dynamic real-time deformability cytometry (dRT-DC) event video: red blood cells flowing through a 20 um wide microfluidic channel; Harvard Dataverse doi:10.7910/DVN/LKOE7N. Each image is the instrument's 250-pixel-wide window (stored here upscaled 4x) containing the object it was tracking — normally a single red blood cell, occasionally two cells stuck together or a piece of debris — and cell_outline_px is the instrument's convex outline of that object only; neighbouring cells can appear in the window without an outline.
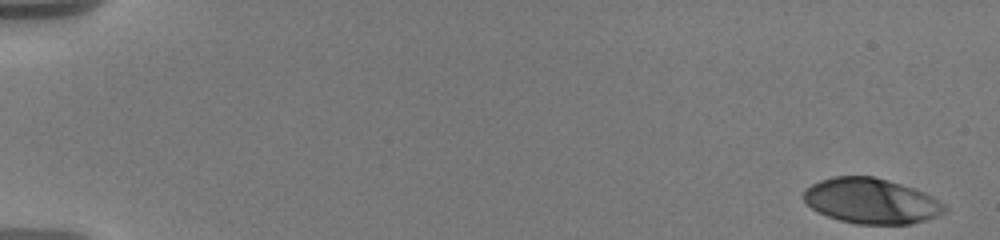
{"species": "human", "species_latin": "Homo sapiens", "temperature_condition": "warm", "stored_images_in_passage": 42, "camera_frame_rate_fps": 3000, "um_per_image_px": 0.085, "donor": {"sex": "male"}, "frame": {"image": 1, "passage_image": 1, "time_ms": 0.0, "image_size_px": [1000, 240], "cell_outline_px": [[948, 212], [924, 220], [908, 224], [856, 224], [840, 220], [828, 216], [812, 208], [804, 200], [804, 188], [820, 180], [836, 176], [872, 176], [888, 180], [924, 192], [932, 196], [944, 204], [948, 208]], "centroid_in_image_um": [74.07, 17.08], "position_along_channel_um": 10.9, "area_um2": 37.05}}
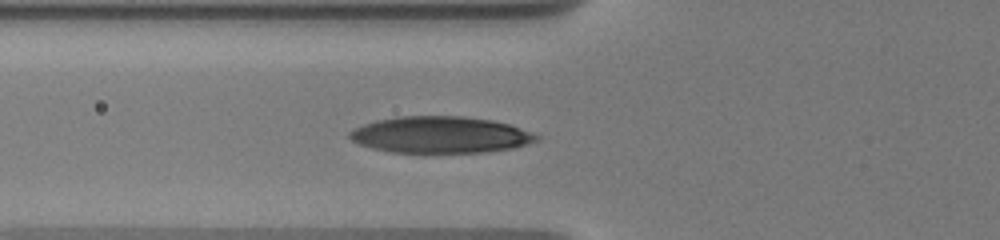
{"frame": {"image": 2, "passage_image": 21, "time_ms": 6.667, "image_size_px": [1000, 240], "cell_outline_px": [[540, 140], [528, 144], [512, 148], [484, 152], [424, 156], [392, 152], [372, 148], [360, 144], [352, 140], [348, 136], [348, 132], [364, 124], [376, 120], [396, 116], [464, 116], [492, 120], [508, 124], [536, 132], [540, 136]], "centroid_in_image_um": [37.46, 11.5], "position_along_channel_um": 88.3, "area_um2": 41.27}}
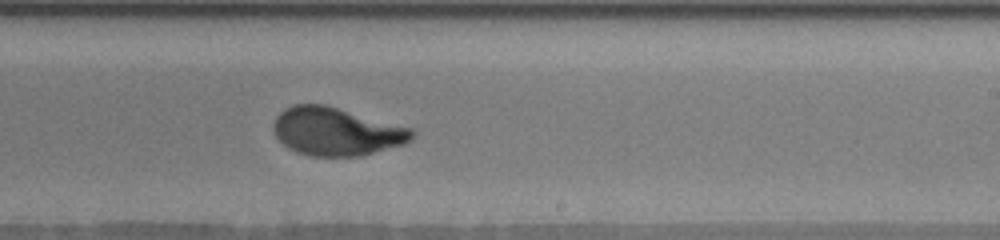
{"frame": {"image": 3, "passage_image": 41, "time_ms": 11.333, "image_size_px": [1000, 240], "cell_outline_px": [[416, 136], [412, 140], [404, 144], [360, 156], [312, 156], [296, 152], [288, 148], [276, 136], [272, 128], [272, 124], [276, 116], [284, 108], [292, 104], [324, 104], [412, 128], [416, 132]], "centroid_in_image_um": [28.58, 11.17], "position_along_channel_um": 260.4, "area_um2": 38.96}}